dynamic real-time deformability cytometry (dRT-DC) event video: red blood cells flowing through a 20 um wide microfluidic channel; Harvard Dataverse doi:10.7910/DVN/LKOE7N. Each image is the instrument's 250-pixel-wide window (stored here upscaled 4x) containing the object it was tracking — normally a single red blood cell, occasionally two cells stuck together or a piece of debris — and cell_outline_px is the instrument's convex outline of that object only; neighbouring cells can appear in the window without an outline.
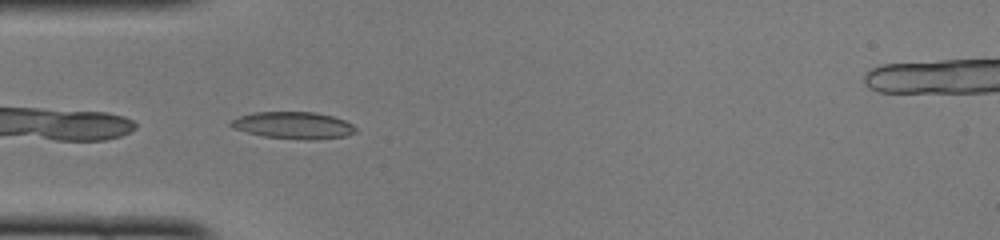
{"species": "common noctule bat (a hibernating species)", "species_latin": "Nyctalus noctula", "temperature_condition": "cold", "stored_images_in_passage": 35, "camera_frame_rate_fps": 3000, "um_per_image_px": 0.085, "animal": {"sex": "female", "body_mass_g": 22.0, "forearm_length_mm": 56.7}, "frame": {"image": 1, "passage_image": 1, "time_ms": 0.0, "image_size_px": [1000, 240], "cell_outline_px": [[356, 132], [348, 136], [316, 140], [304, 140], [264, 136], [232, 128], [228, 124], [228, 120], [252, 112], [316, 112], [332, 116], [344, 120], [352, 124], [356, 128]], "centroid_in_image_um": [24.94, 10.65], "position_along_channel_um": 60.1, "area_um2": 19.83}}
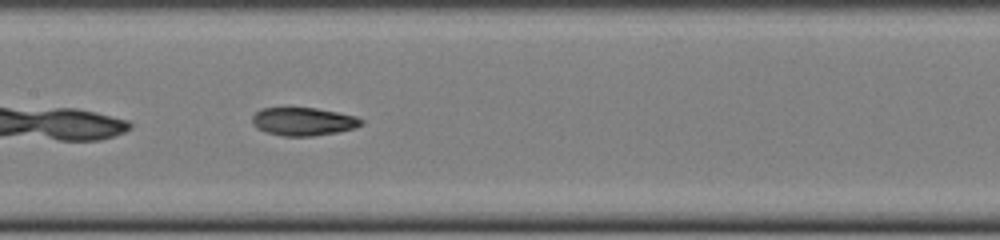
{"frame": {"image": 2, "passage_image": 10, "time_ms": 3.0, "image_size_px": [1000, 240], "cell_outline_px": [[364, 124], [356, 128], [336, 132], [312, 136], [284, 136], [264, 132], [256, 128], [252, 124], [252, 116], [260, 108], [316, 108], [356, 116], [364, 120]], "centroid_in_image_um": [25.77, 10.33], "position_along_channel_um": 181.6, "area_um2": 17.98}}
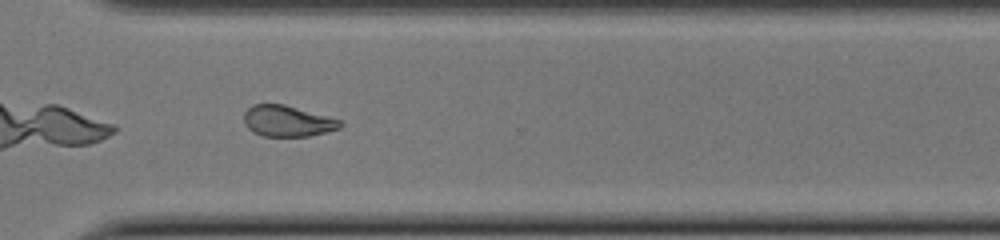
{"frame": {"image": 3, "passage_image": 22, "time_ms": 7.0, "image_size_px": [1000, 240], "cell_outline_px": [[344, 124], [340, 128], [308, 136], [264, 136], [252, 132], [244, 124], [244, 112], [252, 104], [284, 104], [344, 120]], "centroid_in_image_um": [24.45, 10.28], "position_along_channel_um": 346.1, "area_um2": 17.57}, "authors_computed_cell_mechanics": {"area_um2": 18.6694, "velocity_mm_per_s": 4.1044, "shape_relaxation_time_tau1_ms": 5.6481, "shape_relaxation_time_tau2_ms": 5.1917, "deformation_change_tau1": 0.1745, "deformation_change_tau2": 0.1281}}